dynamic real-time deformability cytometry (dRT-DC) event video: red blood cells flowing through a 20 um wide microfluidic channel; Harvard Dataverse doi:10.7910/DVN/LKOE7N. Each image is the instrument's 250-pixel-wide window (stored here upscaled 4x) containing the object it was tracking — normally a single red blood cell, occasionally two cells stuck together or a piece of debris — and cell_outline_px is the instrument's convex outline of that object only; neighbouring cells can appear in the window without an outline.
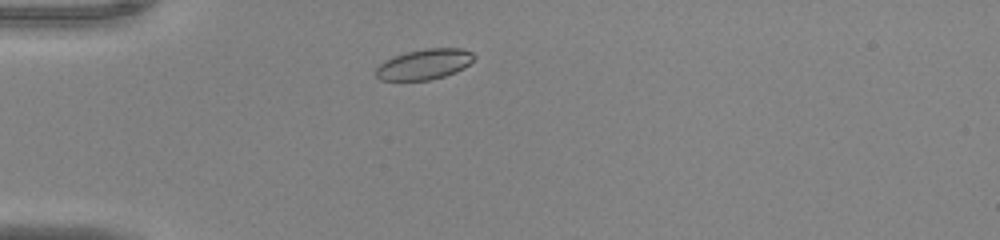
{"species": "common noctule bat (a hibernating species)", "species_latin": "Nyctalus noctula", "temperature_condition": "warm", "stored_images_in_passage": 41, "camera_frame_rate_fps": 3000, "um_per_image_px": 0.085, "animal": {"sex": "male", "body_mass_g": 20.0, "forearm_length_mm": 53.3}, "frame": {"image": 1, "passage_image": 4, "time_ms": 1.0, "image_size_px": [1000, 240], "cell_outline_px": [[476, 56], [464, 68], [456, 72], [444, 76], [428, 80], [380, 80], [376, 76], [376, 68], [384, 60], [392, 56], [424, 48], [464, 48], [472, 52]], "centroid_in_image_um": [36.07, 5.45], "position_along_channel_um": 48.9, "area_um2": 17.46}}
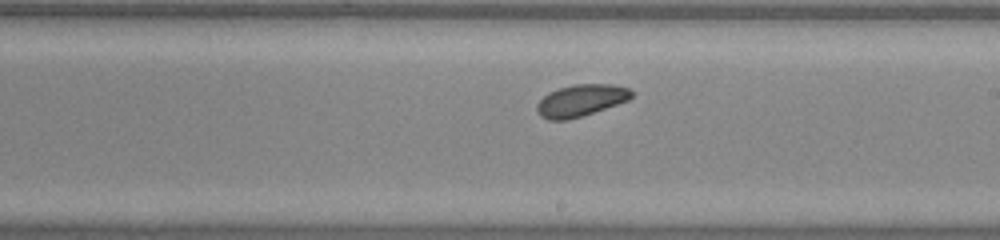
{"frame": {"image": 2, "passage_image": 20, "time_ms": 6.333, "image_size_px": [1000, 240], "cell_outline_px": [[632, 96], [628, 100], [568, 120], [548, 120], [540, 116], [536, 112], [536, 104], [548, 92], [572, 84], [612, 84], [628, 88], [632, 92]], "centroid_in_image_um": [49.32, 8.53], "position_along_channel_um": 239.7, "area_um2": 17.4}}
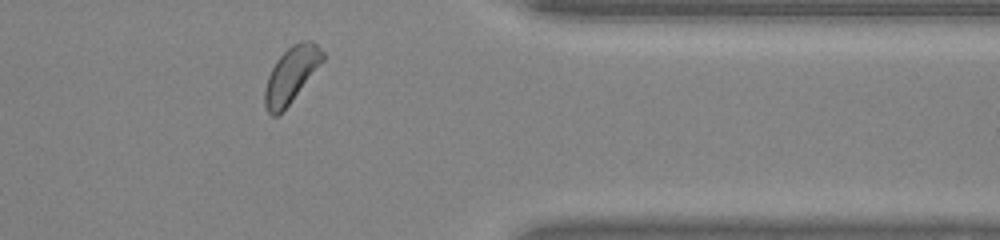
{"frame": {"image": 3, "passage_image": 32, "time_ms": 10.333, "image_size_px": [1000, 240], "cell_outline_px": [[324, 60], [288, 104], [276, 116], [272, 116], [268, 112], [264, 104], [264, 88], [268, 76], [276, 60], [292, 44], [300, 40], [312, 40], [324, 52]], "centroid_in_image_um": [24.74, 6.31], "position_along_channel_um": 386.7, "area_um2": 18.44}}